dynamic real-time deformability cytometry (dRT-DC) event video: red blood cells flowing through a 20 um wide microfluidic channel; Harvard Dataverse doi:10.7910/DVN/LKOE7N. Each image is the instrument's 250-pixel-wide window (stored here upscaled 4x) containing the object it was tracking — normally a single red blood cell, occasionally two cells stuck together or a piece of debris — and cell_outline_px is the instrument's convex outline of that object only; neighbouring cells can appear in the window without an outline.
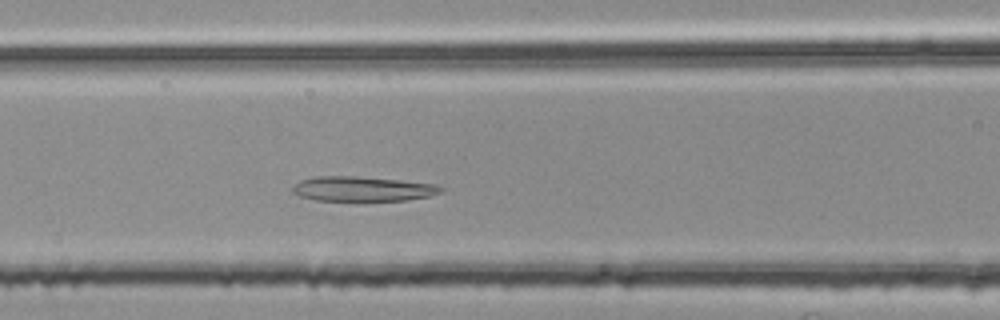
{"species": "common noctule bat (a hibernating species)", "species_latin": "Nyctalus noctula", "temperature_condition": "room temperature", "stored_images_in_passage": 43, "camera_frame_rate_fps": 3000, "um_per_image_px": 0.085, "animal": {"sex": "female", "body_mass_g": 25.1}, "frame": {"image": 1, "passage_image": 16, "time_ms": 5.0, "image_size_px": [1000, 320], "cell_outline_px": [[444, 188], [440, 192], [428, 196], [408, 200], [316, 200], [300, 196], [292, 192], [292, 184], [300, 180], [316, 176], [356, 176], [400, 180], [436, 184]], "centroid_in_image_um": [30.78, 16.04], "position_along_channel_um": 135.8, "area_um2": 21.33}}
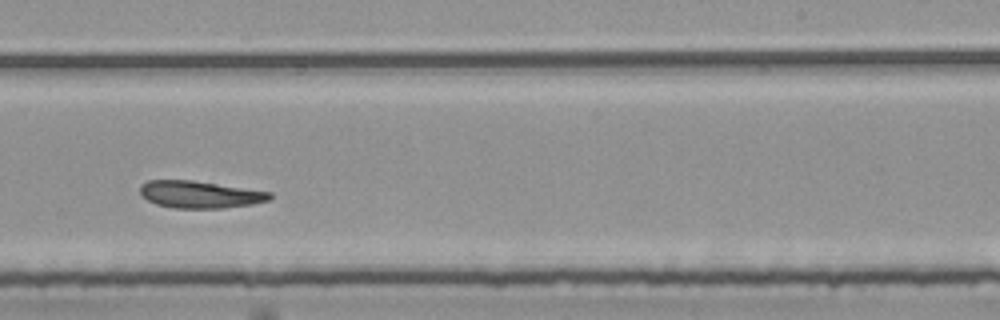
{"frame": {"image": 2, "passage_image": 27, "time_ms": 8.667, "image_size_px": [1000, 320], "cell_outline_px": [[272, 196], [268, 200], [252, 204], [224, 208], [176, 208], [156, 204], [148, 200], [140, 192], [140, 184], [148, 180], [192, 180], [272, 192]], "centroid_in_image_um": [16.99, 16.52], "position_along_channel_um": 272.0, "area_um2": 20.4}}
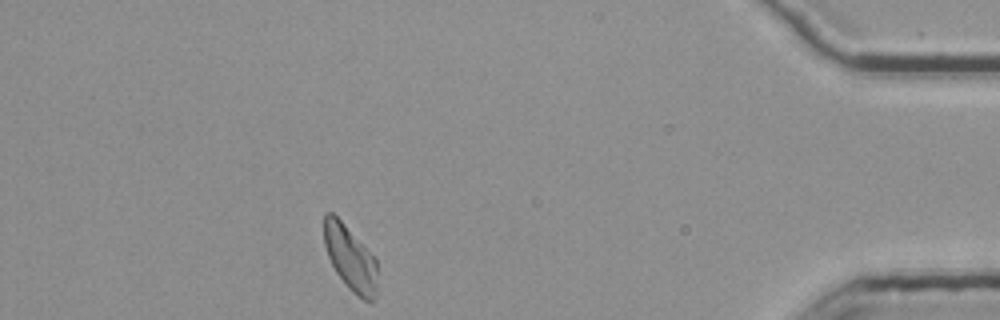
{"frame": {"image": 3, "passage_image": 42, "time_ms": 13.667, "image_size_px": [1000, 320], "cell_outline_px": [[380, 292], [372, 304], [364, 300], [352, 292], [348, 288], [336, 272], [328, 256], [324, 244], [324, 212], [332, 212], [376, 256], [380, 288]], "centroid_in_image_um": [29.86, 22.02], "position_along_channel_um": 405.3, "area_um2": 20.98}}